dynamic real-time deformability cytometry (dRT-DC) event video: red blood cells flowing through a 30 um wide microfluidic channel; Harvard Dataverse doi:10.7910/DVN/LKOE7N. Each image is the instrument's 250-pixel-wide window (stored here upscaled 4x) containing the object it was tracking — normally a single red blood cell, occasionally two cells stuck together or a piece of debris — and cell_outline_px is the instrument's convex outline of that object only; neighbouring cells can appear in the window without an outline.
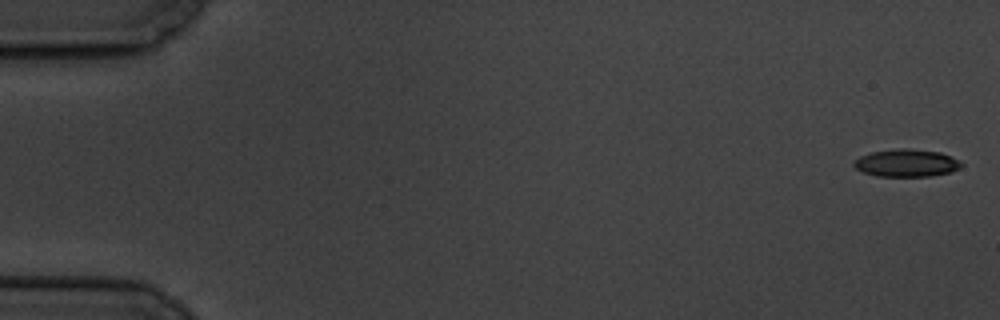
{"species": "common noctule bat (a hibernating species)", "species_latin": "Nyctalus noctula", "temperature_condition": "cold", "stored_images_in_passage": 16, "camera_frame_rate_fps": 3000, "um_per_image_px": 0.085, "animal": {"sex": "male", "body_mass_g": 19.5, "forearm_length_mm": 54.6}, "frame": {"image": 1, "passage_image": 1, "time_ms": 0.0, "image_size_px": [1000, 320], "cell_outline_px": [[964, 164], [960, 168], [952, 172], [932, 176], [876, 176], [864, 172], [856, 168], [852, 164], [860, 156], [872, 152], [900, 148], [908, 148], [940, 152]], "centroid_in_image_um": [77.06, 13.86], "position_along_channel_um": 7.9, "area_um2": 17.11}}
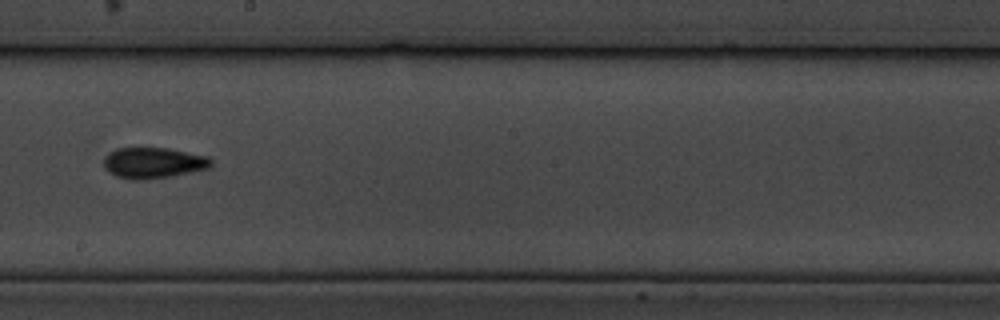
{"frame": {"image": 2, "passage_image": 10, "time_ms": 11.0, "image_size_px": [1000, 320], "cell_outline_px": [[212, 164], [208, 168], [172, 176], [144, 180], [132, 180], [116, 176], [108, 172], [104, 168], [104, 156], [108, 152], [116, 148], [168, 148], [208, 156], [212, 160]], "centroid_in_image_um": [13.0, 13.84], "position_along_channel_um": 235.2, "area_um2": 19.48}}
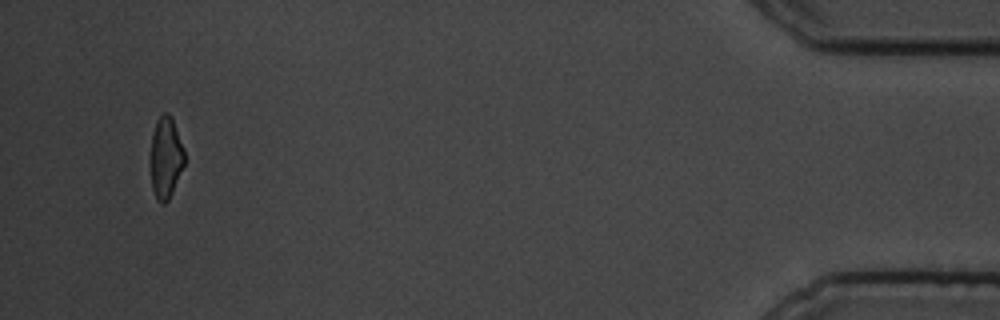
{"frame": {"image": 3, "passage_image": 16, "time_ms": 18.667, "image_size_px": [1000, 320], "cell_outline_px": [[184, 164], [172, 192], [168, 200], [164, 204], [160, 204], [156, 200], [152, 188], [148, 160], [152, 132], [156, 120], [164, 112], [168, 112], [172, 116], [184, 148]], "centroid_in_image_um": [14.04, 13.38], "position_along_channel_um": 421.2, "area_um2": 16.76}, "authors_computed_cell_mechanics": {"area_um2": 17.6868, "velocity_mm_per_s": 3.3902, "shape_relaxation_time_tau1_ms": 7.1104, "shape_relaxation_time_tau2_ms": 7.2575, "deformation_change_tau1": 0.1611, "deformation_change_tau2": 0.1501}}